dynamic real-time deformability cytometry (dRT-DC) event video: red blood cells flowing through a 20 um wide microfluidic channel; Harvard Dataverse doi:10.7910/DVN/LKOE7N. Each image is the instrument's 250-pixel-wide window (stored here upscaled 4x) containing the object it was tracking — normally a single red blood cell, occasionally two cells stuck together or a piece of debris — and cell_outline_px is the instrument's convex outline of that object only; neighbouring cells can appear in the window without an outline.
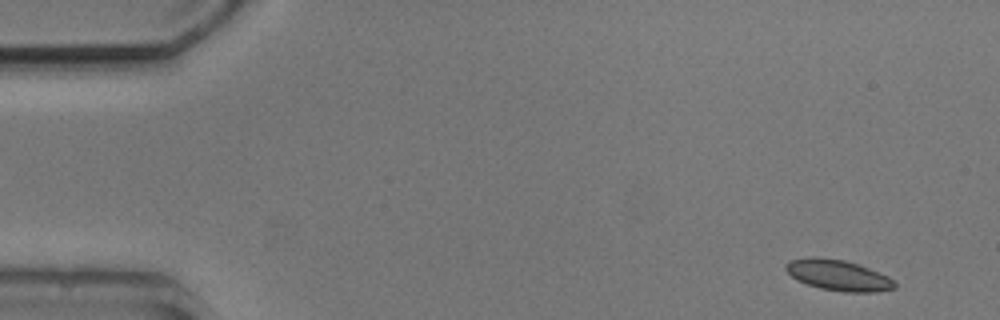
{"species": "common noctule bat (a hibernating species)", "species_latin": "Nyctalus noctula", "temperature_condition": "cold", "stored_images_in_passage": 6, "camera_frame_rate_fps": 3000, "um_per_image_px": 0.085, "animal": {"sex": "male", "body_mass_g": 20.5, "forearm_length_mm": 52.5}, "frame": {"image": 1, "passage_image": 1, "time_ms": 0.0, "image_size_px": [1000, 320], "cell_outline_px": [[896, 288], [876, 292], [844, 292], [820, 288], [808, 284], [792, 276], [784, 268], [784, 264], [788, 260], [808, 256], [816, 256], [844, 260], [860, 264], [888, 276], [896, 284]], "centroid_in_image_um": [71.24, 23.37], "position_along_channel_um": 13.8, "area_um2": 19.65}}
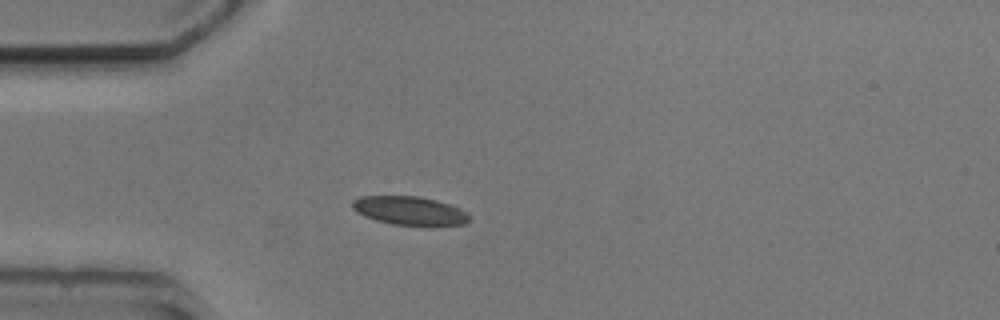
{"frame": {"image": 2, "passage_image": 3, "time_ms": 3.667, "image_size_px": [1000, 320], "cell_outline_px": [[472, 220], [464, 224], [432, 228], [424, 228], [392, 224], [376, 220], [364, 216], [356, 212], [352, 208], [352, 200], [360, 196], [420, 196], [436, 200], [460, 208], [468, 212], [472, 216]], "centroid_in_image_um": [34.9, 17.96], "position_along_channel_um": 50.1, "area_um2": 20.52}}